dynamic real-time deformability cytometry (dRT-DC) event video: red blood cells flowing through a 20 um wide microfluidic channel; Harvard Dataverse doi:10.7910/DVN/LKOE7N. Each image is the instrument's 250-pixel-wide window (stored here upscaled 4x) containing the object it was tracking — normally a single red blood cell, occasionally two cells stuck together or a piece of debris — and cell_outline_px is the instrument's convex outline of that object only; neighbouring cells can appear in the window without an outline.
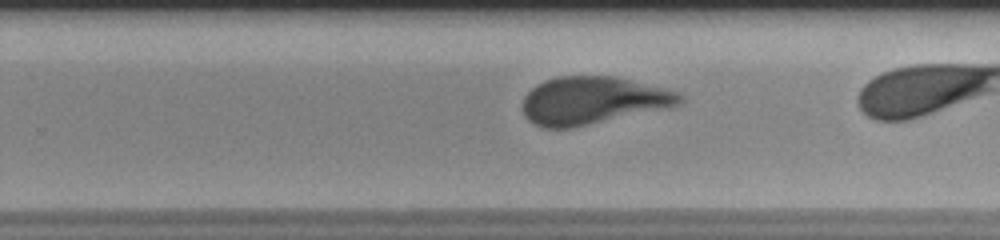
{"species": "human", "species_latin": "Homo sapiens", "temperature_condition": "room temperature", "stored_images_in_passage": 29, "camera_frame_rate_fps": 3000, "um_per_image_px": 0.085, "donor": {"sex": "male"}, "frame": {"image": 1, "passage_image": 21, "time_ms": 6.667, "image_size_px": [1000, 240], "cell_outline_px": [[684, 100], [680, 104], [572, 128], [544, 128], [532, 124], [524, 116], [524, 96], [536, 84], [544, 80], [556, 76], [612, 76], [664, 88], [676, 92], [684, 96]], "centroid_in_image_um": [50.32, 8.54], "position_along_channel_um": 279.5, "area_um2": 43.12}}